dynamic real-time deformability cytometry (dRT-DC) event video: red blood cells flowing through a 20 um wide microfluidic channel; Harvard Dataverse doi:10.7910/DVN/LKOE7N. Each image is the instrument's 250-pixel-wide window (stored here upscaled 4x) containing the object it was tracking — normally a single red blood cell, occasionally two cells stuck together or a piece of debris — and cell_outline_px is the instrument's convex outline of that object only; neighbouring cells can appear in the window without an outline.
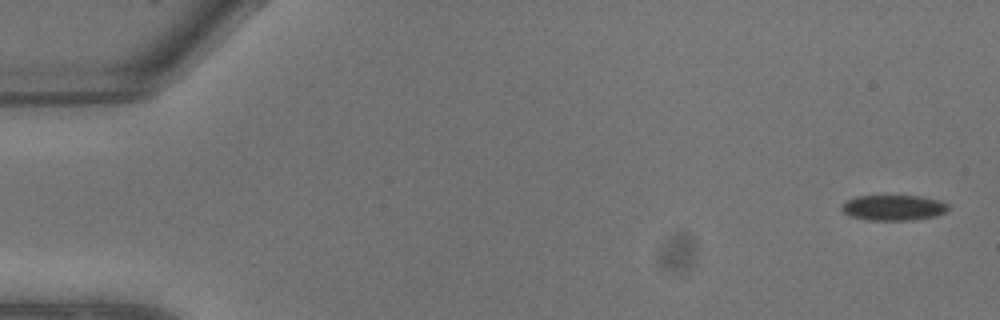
{"species": "common noctule bat (a hibernating species)", "species_latin": "Nyctalus noctula", "temperature_condition": "warm", "stored_images_in_passage": 10, "camera_frame_rate_fps": 3000, "um_per_image_px": 0.085, "animal": {"sex": "male", "body_mass_g": 13.3}, "frame": {"image": 1, "passage_image": 1, "time_ms": 0.0, "image_size_px": [1000, 320], "cell_outline_px": [[948, 212], [936, 216], [912, 220], [868, 220], [848, 216], [840, 208], [848, 200], [856, 196], [920, 196], [940, 200], [948, 204]], "centroid_in_image_um": [75.98, 17.66], "position_along_channel_um": 9.0, "area_um2": 15.9}}
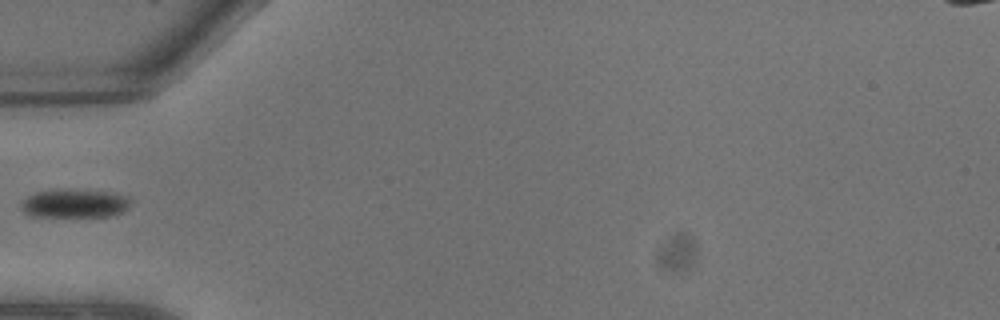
{"frame": {"image": 2, "passage_image": 8, "time_ms": 2.333, "image_size_px": [1000, 320], "cell_outline_px": [[132, 200], [128, 208], [124, 212], [108, 216], [28, 216], [20, 208], [20, 204], [28, 196], [36, 192], [52, 188], [72, 188], [112, 192], [132, 196]], "centroid_in_image_um": [6.37, 17.25], "position_along_channel_um": 78.6, "area_um2": 18.96}}
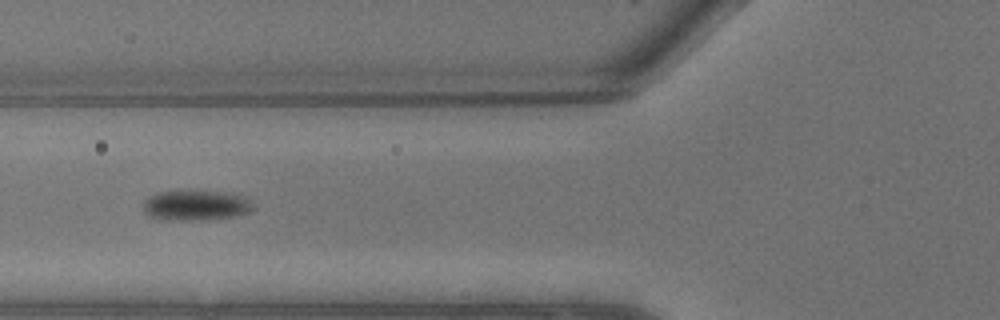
{"frame": {"image": 3, "passage_image": 9, "time_ms": 2.667, "image_size_px": [1000, 320], "cell_outline_px": [[256, 208], [252, 212], [236, 216], [200, 220], [168, 220], [148, 216], [144, 212], [144, 200], [148, 196], [156, 192], [224, 192], [248, 196], [252, 200]], "centroid_in_image_um": [16.73, 17.47], "position_along_channel_um": 109.1, "area_um2": 19.54}}